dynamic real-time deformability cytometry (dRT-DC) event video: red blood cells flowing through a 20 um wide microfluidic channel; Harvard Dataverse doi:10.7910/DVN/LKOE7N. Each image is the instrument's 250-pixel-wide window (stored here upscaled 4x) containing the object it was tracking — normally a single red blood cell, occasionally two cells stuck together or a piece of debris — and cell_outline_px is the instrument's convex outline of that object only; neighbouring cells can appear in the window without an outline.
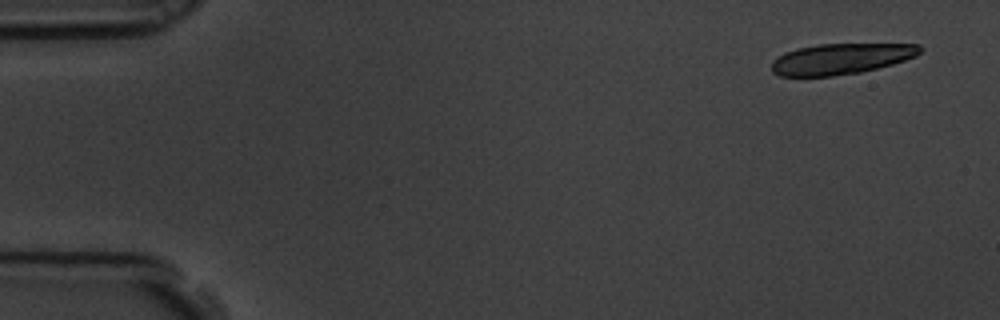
{"species": "common noctule bat (a hibernating species)", "species_latin": "Nyctalus noctula", "temperature_condition": "room temperature", "stored_images_in_passage": 5, "camera_frame_rate_fps": 3000, "um_per_image_px": 0.085, "animal": {"sex": "male", "body_mass_g": 19.5, "forearm_length_mm": 54.6}, "frame": {"image": 1, "passage_image": 1, "time_ms": 0.0, "image_size_px": [1000, 320], "cell_outline_px": [[924, 48], [916, 56], [892, 64], [860, 72], [832, 76], [780, 76], [772, 72], [772, 60], [784, 52], [796, 48], [816, 44], [920, 44]], "centroid_in_image_um": [71.46, 4.99], "position_along_channel_um": 13.5, "area_um2": 26.7}}